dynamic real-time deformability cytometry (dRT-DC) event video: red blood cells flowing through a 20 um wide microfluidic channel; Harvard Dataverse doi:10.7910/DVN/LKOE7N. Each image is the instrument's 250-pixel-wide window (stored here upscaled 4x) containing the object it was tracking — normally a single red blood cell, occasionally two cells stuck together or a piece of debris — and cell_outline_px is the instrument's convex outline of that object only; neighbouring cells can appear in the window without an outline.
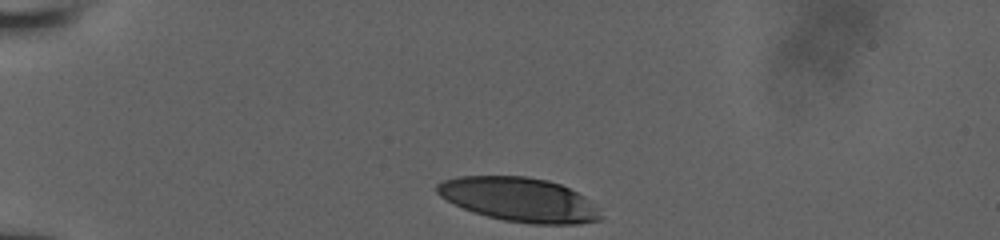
{"species": "human", "species_latin": "Homo sapiens", "temperature_condition": "room temperature", "stored_images_in_passage": 33, "camera_frame_rate_fps": 3000, "um_per_image_px": 0.085, "donor": {"sex": "male"}, "frame": {"image": 1, "passage_image": 1, "time_ms": 0.0, "image_size_px": [1000, 240], "cell_outline_px": [[604, 220], [580, 224], [532, 224], [504, 220], [472, 212], [440, 196], [436, 192], [436, 184], [444, 180], [456, 176], [524, 176], [548, 180], [560, 184], [584, 196], [596, 208]], "centroid_in_image_um": [44.13, 16.96], "position_along_channel_um": 40.9, "area_um2": 41.91}}
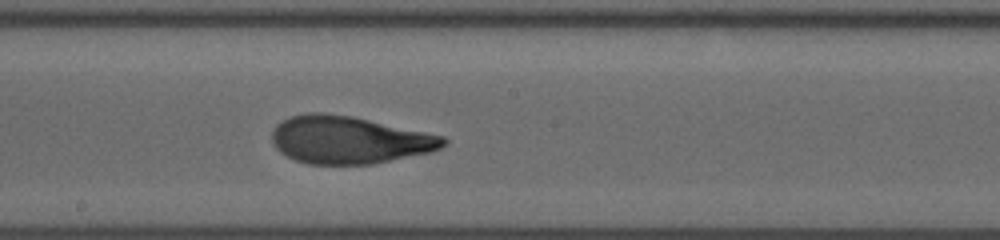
{"frame": {"image": 2, "passage_image": 19, "time_ms": 6.0, "image_size_px": [1000, 240], "cell_outline_px": [[448, 144], [440, 148], [428, 152], [372, 164], [308, 164], [296, 160], [280, 152], [272, 144], [272, 132], [276, 124], [292, 116], [308, 112], [324, 112], [352, 116], [444, 136], [448, 140]], "centroid_in_image_um": [29.65, 11.88], "position_along_channel_um": 218.5, "area_um2": 47.34}}
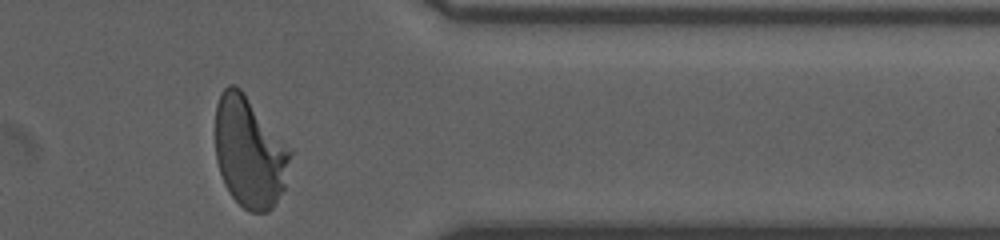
{"frame": {"image": 3, "passage_image": 33, "time_ms": 10.667, "image_size_px": [1000, 240], "cell_outline_px": [[292, 152], [284, 188], [272, 208], [268, 212], [248, 212], [232, 196], [224, 184], [216, 160], [216, 104], [220, 92], [228, 84], [236, 84], [240, 88]], "centroid_in_image_um": [21.18, 12.94], "position_along_channel_um": 390.2, "area_um2": 47.86}, "authors_computed_cell_mechanics": {"area_um2": 46.8758, "velocity_mm_per_s": 3.8951, "shape_relaxation_time_tau1_ms": 5.6598, "shape_relaxation_time_tau2_ms": 0.9775, "deformation_change_tau1": 0.2453, "deformation_change_tau2": 0.0748}}